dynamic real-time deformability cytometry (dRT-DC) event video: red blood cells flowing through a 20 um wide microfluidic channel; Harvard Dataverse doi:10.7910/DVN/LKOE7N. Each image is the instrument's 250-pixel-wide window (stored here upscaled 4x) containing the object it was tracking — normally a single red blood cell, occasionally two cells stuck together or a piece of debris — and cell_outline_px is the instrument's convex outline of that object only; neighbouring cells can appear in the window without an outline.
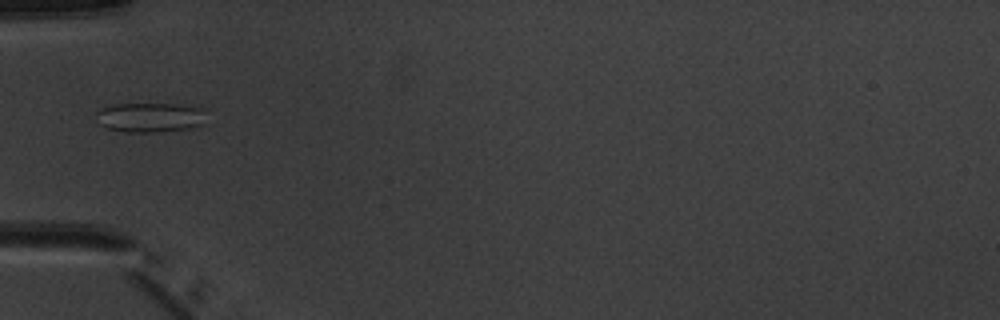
{"species": "common noctule bat (a hibernating species)", "species_latin": "Nyctalus noctula", "temperature_condition": "warm", "stored_images_in_passage": 5, "camera_frame_rate_fps": 3000, "um_per_image_px": 0.085, "animal": {"sex": "male", "body_mass_g": 20.1, "forearm_length_mm": 53.5}, "frame": {"image": 1, "passage_image": 4, "time_ms": 3.667, "image_size_px": [1000, 320], "cell_outline_px": [[204, 124], [188, 128], [156, 132], [124, 132], [108, 128], [100, 124], [96, 112], [100, 108], [112, 104], [192, 104], [204, 108]], "centroid_in_image_um": [12.79, 9.96], "position_along_channel_um": 72.2, "area_um2": 19.19}}
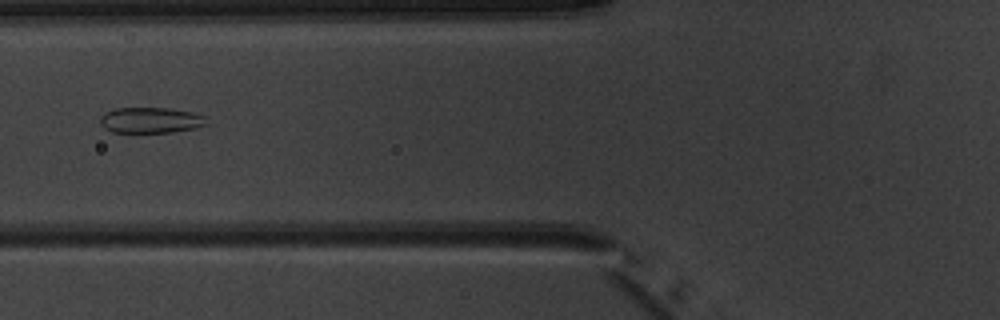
{"frame": {"image": 2, "passage_image": 5, "time_ms": 4.667, "image_size_px": [1000, 320], "cell_outline_px": [[208, 124], [196, 128], [168, 132], [112, 132], [104, 128], [100, 124], [100, 116], [104, 112], [116, 108], [172, 108], [192, 112], [204, 116]], "centroid_in_image_um": [12.79, 10.21], "position_along_channel_um": 113.0, "area_um2": 16.01}}